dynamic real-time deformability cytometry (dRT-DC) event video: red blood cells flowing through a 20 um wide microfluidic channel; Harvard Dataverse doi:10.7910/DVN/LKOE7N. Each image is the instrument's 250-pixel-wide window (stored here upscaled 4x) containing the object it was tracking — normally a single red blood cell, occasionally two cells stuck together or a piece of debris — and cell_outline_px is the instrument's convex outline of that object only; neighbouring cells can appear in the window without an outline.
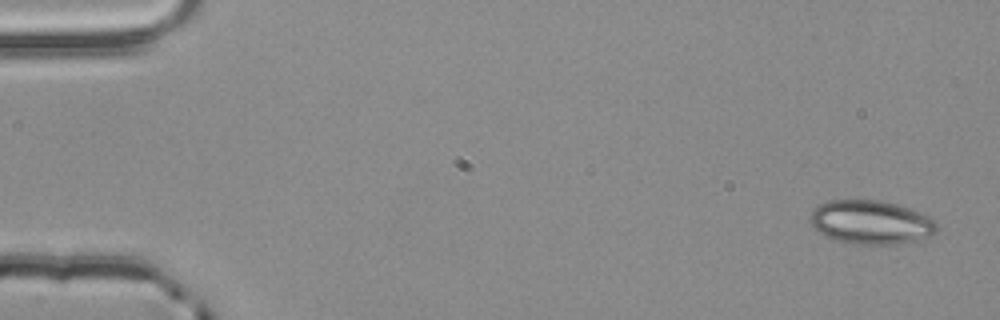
{"species": "common noctule bat (a hibernating species)", "species_latin": "Nyctalus noctula", "temperature_condition": "room temperature", "stored_images_in_passage": 4, "camera_frame_rate_fps": 3000, "um_per_image_px": 0.085, "animal": {"sex": "male", "body_mass_g": 20.4}, "frame": {"image": 1, "passage_image": 1, "time_ms": 0.0, "image_size_px": [1000, 320], "cell_outline_px": [[936, 232], [928, 236], [916, 240], [888, 244], [860, 244], [836, 240], [824, 236], [816, 232], [808, 220], [812, 212], [820, 204], [832, 200], [880, 200], [896, 204], [908, 208], [928, 216], [936, 224]], "centroid_in_image_um": [73.96, 18.89], "position_along_channel_um": 11.0, "area_um2": 31.96}}
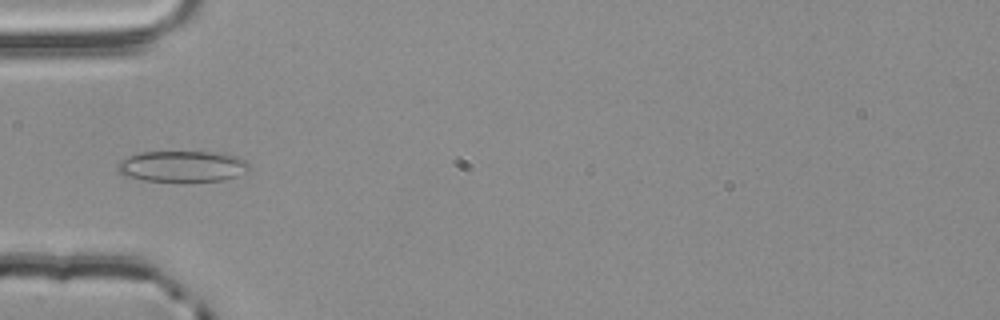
{"frame": {"image": 2, "passage_image": 4, "time_ms": 1.0, "image_size_px": [1000, 320], "cell_outline_px": [[248, 168], [236, 176], [224, 180], [184, 184], [144, 180], [124, 176], [116, 168], [116, 164], [120, 160], [128, 156], [140, 152], [216, 152], [236, 156], [244, 160], [248, 164]], "centroid_in_image_um": [15.44, 14.18], "position_along_channel_um": 69.6, "area_um2": 24.51}}